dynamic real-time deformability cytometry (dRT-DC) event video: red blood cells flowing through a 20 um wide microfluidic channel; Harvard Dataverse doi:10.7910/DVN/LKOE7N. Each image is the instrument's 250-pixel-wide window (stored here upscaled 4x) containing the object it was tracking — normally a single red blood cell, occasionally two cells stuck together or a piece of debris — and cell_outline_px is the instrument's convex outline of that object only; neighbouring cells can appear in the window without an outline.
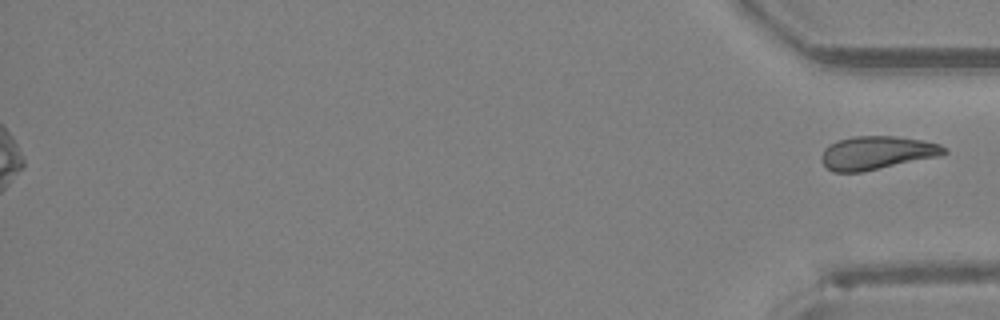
{"species": "Egyptian fruit bat (a non-hibernating species)", "species_latin": "Rousettus aegyptiacus", "temperature_condition": "room temperature", "stored_images_in_passage": 42, "segment_of_instrument_passage": [2, 2], "camera_frame_rate_fps": 3000, "um_per_image_px": 0.085, "animal": {"sex": "female"}, "frame": {"image": 1, "passage_image": 42, "time_ms": 13.667, "image_size_px": [1000, 320], "cell_outline_px": [[948, 152], [940, 156], [860, 172], [832, 172], [820, 160], [820, 156], [824, 148], [828, 144], [836, 140], [852, 136], [896, 136], [920, 140], [940, 144], [948, 148]], "centroid_in_image_um": [74.51, 12.98], "position_along_channel_um": 360.7, "area_um2": 23.99}}